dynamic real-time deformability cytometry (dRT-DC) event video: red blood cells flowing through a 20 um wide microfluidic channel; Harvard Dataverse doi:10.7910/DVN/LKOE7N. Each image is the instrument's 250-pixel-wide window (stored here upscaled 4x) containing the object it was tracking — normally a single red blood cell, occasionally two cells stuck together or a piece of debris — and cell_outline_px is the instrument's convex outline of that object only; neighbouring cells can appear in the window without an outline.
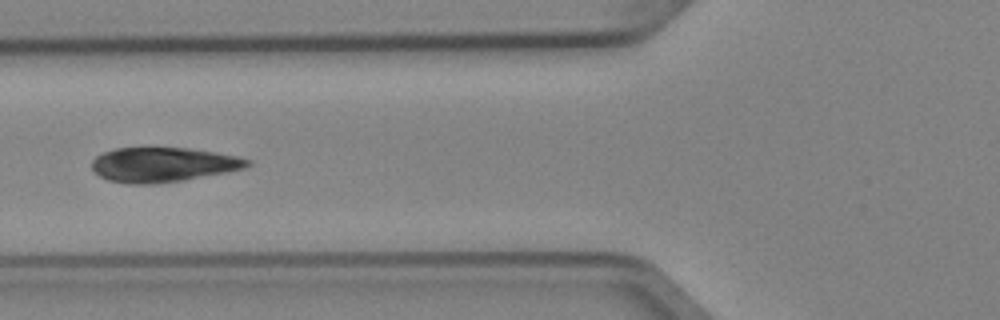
{"species": "Egyptian fruit bat (a non-hibernating species)", "species_latin": "Rousettus aegyptiacus", "temperature_condition": "cold", "stored_images_in_passage": 7, "camera_frame_rate_fps": 3000, "um_per_image_px": 0.085, "animal": {"sex": "female"}, "frame": {"image": 1, "passage_image": 6, "time_ms": 1.667, "image_size_px": [1000, 320], "cell_outline_px": [[252, 164], [244, 168], [184, 180], [152, 184], [128, 184], [108, 180], [100, 176], [92, 168], [92, 160], [96, 156], [104, 152], [116, 148], [188, 148], [216, 152], [236, 156], [252, 160]], "centroid_in_image_um": [13.85, 13.99], "position_along_channel_um": 111.9, "area_um2": 31.21}}
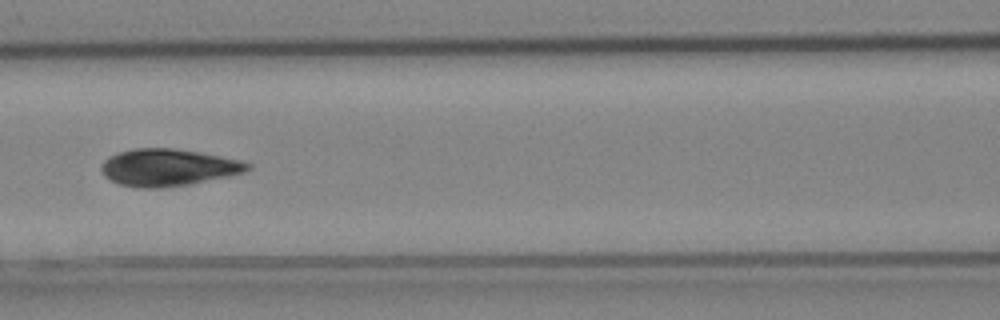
{"frame": {"image": 2, "passage_image": 7, "time_ms": 2.0, "image_size_px": [1000, 320], "cell_outline_px": [[252, 168], [244, 172], [228, 176], [188, 184], [160, 188], [136, 188], [120, 184], [104, 176], [100, 168], [104, 160], [108, 156], [116, 152], [136, 148], [172, 148], [200, 152], [244, 160], [252, 164]], "centroid_in_image_um": [14.3, 14.22], "position_along_channel_um": 152.3, "area_um2": 31.79}}